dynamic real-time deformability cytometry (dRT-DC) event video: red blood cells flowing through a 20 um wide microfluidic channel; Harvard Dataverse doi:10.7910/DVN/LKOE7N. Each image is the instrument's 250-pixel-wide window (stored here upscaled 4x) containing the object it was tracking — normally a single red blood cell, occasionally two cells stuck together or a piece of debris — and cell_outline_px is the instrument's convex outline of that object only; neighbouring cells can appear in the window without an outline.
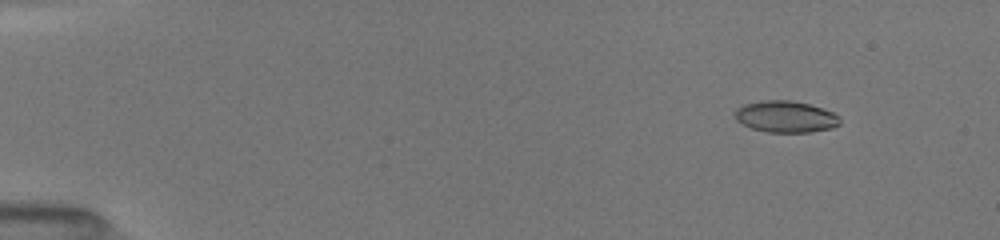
{"species": "common noctule bat (a hibernating species)", "species_latin": "Nyctalus noctula", "temperature_condition": "room temperature", "stored_images_in_passage": 51, "camera_frame_rate_fps": 3000, "um_per_image_px": 0.085, "animal": {"sex": "female", "body_mass_g": 19.5, "forearm_length_mm": 54.1}, "frame": {"image": 1, "passage_image": 4, "time_ms": 1.667, "image_size_px": [1000, 240], "cell_outline_px": [[840, 124], [832, 128], [812, 132], [768, 132], [752, 128], [736, 120], [736, 108], [744, 104], [764, 100], [792, 100], [808, 104], [832, 112], [840, 116]], "centroid_in_image_um": [66.8, 9.92], "position_along_channel_um": 18.2, "area_um2": 19.19}}
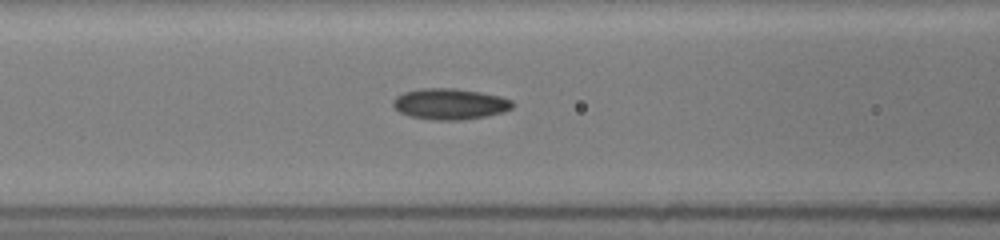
{"frame": {"image": 2, "passage_image": 25, "time_ms": 7.333, "image_size_px": [1000, 240], "cell_outline_px": [[512, 108], [504, 112], [484, 116], [460, 120], [432, 120], [408, 116], [400, 112], [392, 104], [392, 100], [396, 96], [404, 92], [420, 88], [456, 88], [480, 92], [500, 96], [512, 100]], "centroid_in_image_um": [38.21, 8.83], "position_along_channel_um": 128.4, "area_um2": 21.62}}
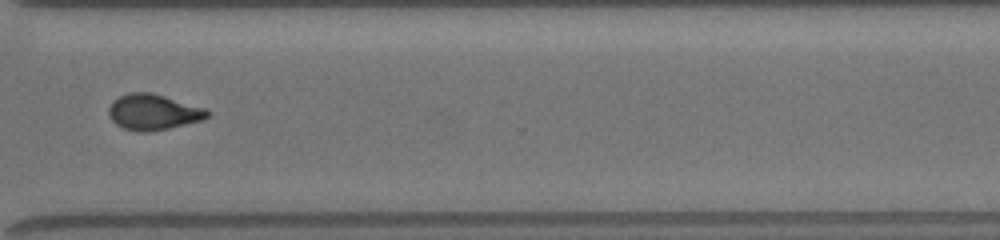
{"frame": {"image": 3, "passage_image": 50, "time_ms": 13.0, "image_size_px": [1000, 240], "cell_outline_px": [[208, 116], [204, 120], [168, 128], [148, 132], [136, 132], [124, 128], [116, 124], [108, 116], [108, 108], [112, 100], [120, 96], [132, 92], [152, 92], [208, 108]], "centroid_in_image_um": [13.03, 9.52], "position_along_channel_um": 357.6, "area_um2": 20.81}}